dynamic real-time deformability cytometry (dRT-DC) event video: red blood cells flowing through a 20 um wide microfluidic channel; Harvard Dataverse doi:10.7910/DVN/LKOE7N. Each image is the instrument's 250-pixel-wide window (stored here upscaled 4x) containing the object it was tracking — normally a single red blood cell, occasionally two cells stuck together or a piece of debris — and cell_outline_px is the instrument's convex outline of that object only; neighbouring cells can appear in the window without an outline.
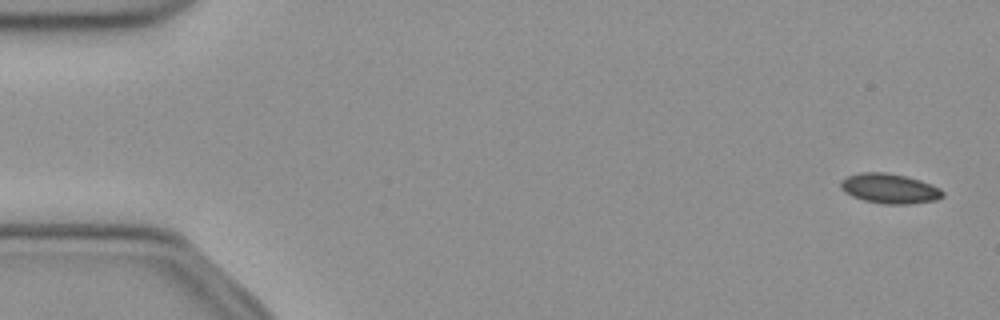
{"species": "common noctule bat (a hibernating species)", "species_latin": "Nyctalus noctula", "temperature_condition": "cold", "stored_images_in_passage": 44, "camera_frame_rate_fps": 3000, "um_per_image_px": 0.085, "animal": {"sex": "female", "body_mass_g": 21.9}, "frame": {"image": 1, "passage_image": 1, "time_ms": 0.0, "image_size_px": [1000, 320], "cell_outline_px": [[944, 196], [936, 200], [908, 204], [884, 204], [864, 200], [852, 196], [844, 192], [840, 188], [840, 180], [848, 176], [860, 172], [884, 172], [904, 176], [920, 180], [932, 184], [940, 188], [944, 192]], "centroid_in_image_um": [75.61, 16.02], "position_along_channel_um": 9.4, "area_um2": 17.8}}
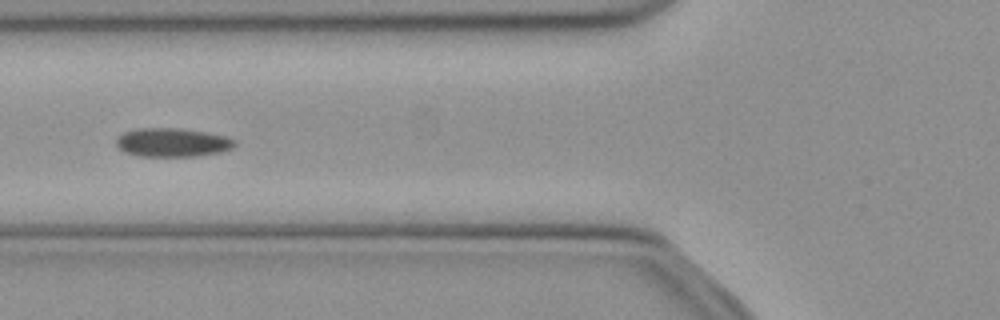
{"frame": {"image": 2, "passage_image": 15, "time_ms": 4.667, "image_size_px": [1000, 320], "cell_outline_px": [[236, 144], [232, 148], [220, 152], [196, 156], [140, 156], [124, 152], [116, 144], [116, 140], [124, 132], [140, 128], [180, 128], [208, 132], [224, 136], [236, 140]], "centroid_in_image_um": [14.67, 12.1], "position_along_channel_um": 111.1, "area_um2": 19.77}}
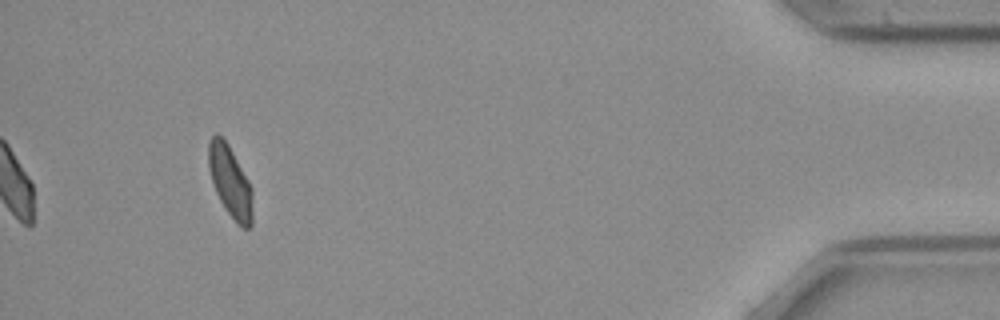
{"frame": {"image": 3, "passage_image": 44, "time_ms": 14.333, "image_size_px": [1000, 320], "cell_outline_px": [[252, 224], [248, 228], [240, 228], [236, 224], [224, 208], [216, 192], [212, 180], [208, 164], [208, 140], [216, 132], [228, 144], [248, 180], [252, 188]], "centroid_in_image_um": [19.56, 15.46], "position_along_channel_um": 415.6, "area_um2": 18.32}}